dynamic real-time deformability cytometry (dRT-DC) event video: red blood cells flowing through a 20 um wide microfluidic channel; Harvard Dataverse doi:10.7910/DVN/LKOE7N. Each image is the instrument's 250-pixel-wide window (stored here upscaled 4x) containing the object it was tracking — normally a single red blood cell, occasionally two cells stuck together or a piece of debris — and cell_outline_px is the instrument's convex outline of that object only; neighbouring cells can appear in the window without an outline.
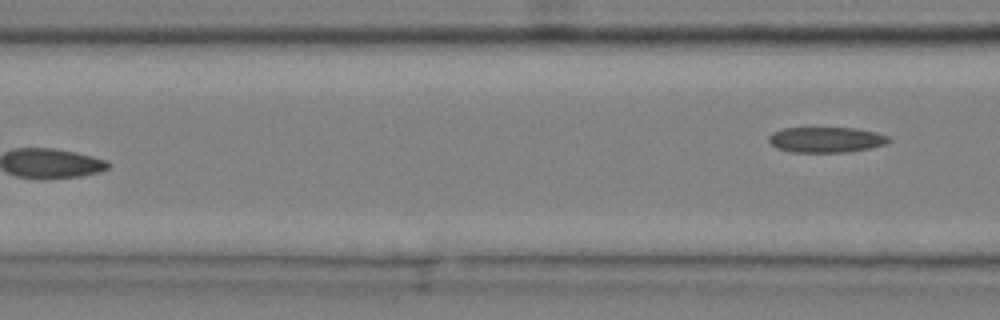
{"species": "common noctule bat (a hibernating species)", "species_latin": "Nyctalus noctula", "temperature_condition": "cold", "stored_images_in_passage": 7, "camera_frame_rate_fps": 3000, "um_per_image_px": 0.085, "animal": {"sex": "male", "body_mass_g": 20.4}, "frame": {"image": 1, "passage_image": 7, "time_ms": 2.0, "image_size_px": [1000, 320], "cell_outline_px": [[892, 140], [888, 144], [868, 148], [844, 152], [792, 152], [776, 148], [768, 140], [768, 136], [772, 132], [784, 128], [856, 128], [876, 132], [888, 136]], "centroid_in_image_um": [70.22, 11.87], "position_along_channel_um": 96.4, "area_um2": 17.86}}